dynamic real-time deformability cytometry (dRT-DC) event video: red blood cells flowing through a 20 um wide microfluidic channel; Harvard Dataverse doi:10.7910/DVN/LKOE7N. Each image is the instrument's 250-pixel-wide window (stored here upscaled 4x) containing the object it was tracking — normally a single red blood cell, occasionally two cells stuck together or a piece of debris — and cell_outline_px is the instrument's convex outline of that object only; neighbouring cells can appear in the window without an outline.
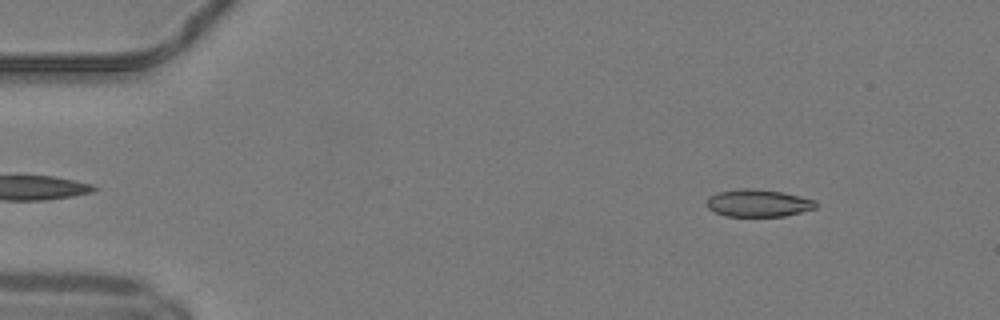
{"species": "common noctule bat (a hibernating species)", "species_latin": "Nyctalus noctula", "temperature_condition": "warm", "stored_images_in_passage": 5, "camera_frame_rate_fps": 3000, "um_per_image_px": 0.085, "animal": {"sex": "male", "body_mass_g": 19.2, "forearm_length_mm": 51.8}, "frame": {"image": 1, "passage_image": 2, "time_ms": 0.333, "image_size_px": [1000, 320], "cell_outline_px": [[816, 208], [784, 216], [724, 216], [708, 208], [708, 196], [716, 192], [744, 188], [748, 188], [784, 192], [816, 200]], "centroid_in_image_um": [64.45, 17.26], "position_along_channel_um": 20.6, "area_um2": 17.34}}